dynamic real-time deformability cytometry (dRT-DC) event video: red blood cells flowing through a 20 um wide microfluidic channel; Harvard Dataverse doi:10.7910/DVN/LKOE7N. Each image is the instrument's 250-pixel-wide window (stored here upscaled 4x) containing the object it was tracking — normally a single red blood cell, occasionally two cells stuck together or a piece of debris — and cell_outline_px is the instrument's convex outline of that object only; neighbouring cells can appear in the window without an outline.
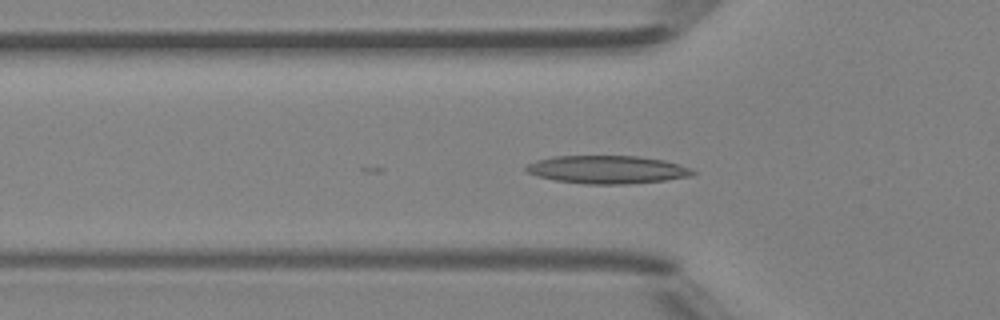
{"species": "Egyptian fruit bat (a non-hibernating species)", "species_latin": "Rousettus aegyptiacus", "temperature_condition": "room temperature", "stored_images_in_passage": 9, "camera_frame_rate_fps": 3000, "um_per_image_px": 0.085, "animal": {"sex": "female"}, "frame": {"image": 1, "passage_image": 9, "time_ms": 2.667, "image_size_px": [1000, 320], "cell_outline_px": [[696, 172], [692, 176], [664, 180], [628, 184], [584, 184], [556, 180], [540, 176], [528, 172], [524, 168], [524, 164], [536, 160], [552, 156], [636, 156], [664, 160], [692, 168]], "centroid_in_image_um": [51.61, 14.41], "position_along_channel_um": 74.2, "area_um2": 27.22}}